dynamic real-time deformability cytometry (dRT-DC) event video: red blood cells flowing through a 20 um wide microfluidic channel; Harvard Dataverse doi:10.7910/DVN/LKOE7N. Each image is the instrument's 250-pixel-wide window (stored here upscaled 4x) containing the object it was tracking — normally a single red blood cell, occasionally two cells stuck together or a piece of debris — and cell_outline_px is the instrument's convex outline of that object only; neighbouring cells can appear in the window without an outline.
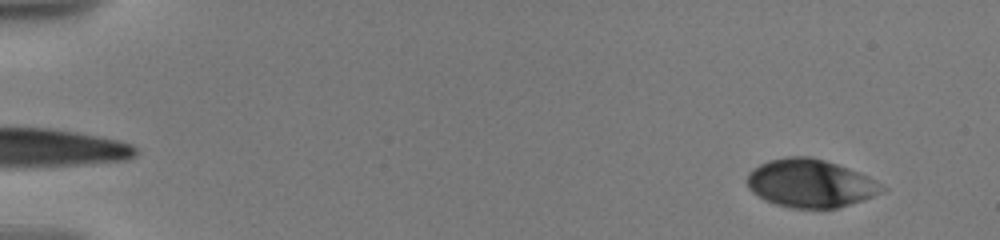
{"species": "human", "species_latin": "Homo sapiens", "temperature_condition": "warm", "stored_images_in_passage": 37, "camera_frame_rate_fps": 3000, "um_per_image_px": 0.085, "donor": {"sex": "male"}, "frame": {"image": 1, "passage_image": 8, "time_ms": 1.333, "image_size_px": [1000, 240], "cell_outline_px": [[888, 188], [872, 196], [836, 208], [792, 208], [776, 204], [764, 200], [752, 192], [748, 188], [744, 180], [748, 172], [760, 164], [768, 160], [788, 156], [808, 156], [824, 160], [848, 168]], "centroid_in_image_um": [68.78, 15.58], "position_along_channel_um": 16.2, "area_um2": 37.45}}
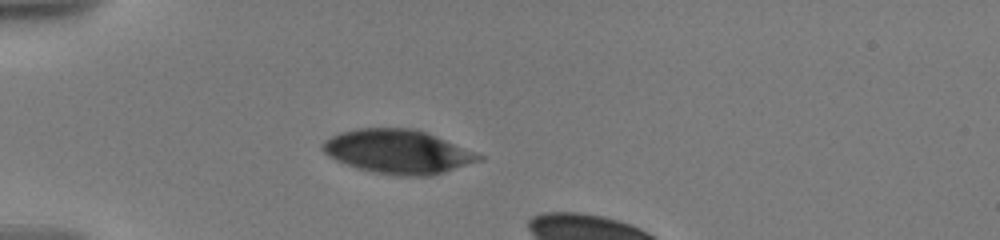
{"frame": {"image": 2, "passage_image": 32, "time_ms": 5.667, "image_size_px": [1000, 240], "cell_outline_px": [[484, 160], [432, 176], [392, 176], [356, 168], [336, 160], [328, 156], [320, 148], [320, 144], [324, 140], [340, 132], [356, 128], [412, 128], [424, 132], [476, 152], [484, 156]], "centroid_in_image_um": [33.8, 12.9], "position_along_channel_um": 51.2, "area_um2": 40.17}}